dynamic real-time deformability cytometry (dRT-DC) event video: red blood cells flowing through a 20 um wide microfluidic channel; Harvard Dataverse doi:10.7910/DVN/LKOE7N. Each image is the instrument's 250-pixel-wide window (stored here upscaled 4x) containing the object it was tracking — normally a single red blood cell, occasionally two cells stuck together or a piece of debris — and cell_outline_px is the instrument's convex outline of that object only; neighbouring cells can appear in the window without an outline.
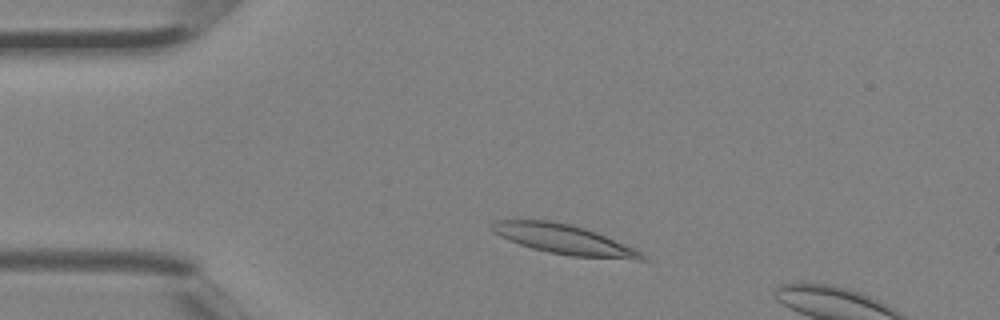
{"species": "Egyptian fruit bat (a non-hibernating species)", "species_latin": "Rousettus aegyptiacus", "temperature_condition": "room temperature", "stored_images_in_passage": 2, "camera_frame_rate_fps": 3000, "um_per_image_px": 0.085, "animal": {"sex": "female"}, "frame": {"image": 1, "passage_image": 1, "time_ms": 0.0, "image_size_px": [1000, 320], "cell_outline_px": [[648, 260], [632, 260], [572, 256], [548, 252], [532, 248], [520, 244], [500, 236], [492, 232], [488, 228], [496, 220], [548, 220], [568, 224], [584, 228], [596, 232], [632, 248], [640, 252]], "centroid_in_image_um": [47.9, 20.35], "position_along_channel_um": 37.1, "area_um2": 25.61}}